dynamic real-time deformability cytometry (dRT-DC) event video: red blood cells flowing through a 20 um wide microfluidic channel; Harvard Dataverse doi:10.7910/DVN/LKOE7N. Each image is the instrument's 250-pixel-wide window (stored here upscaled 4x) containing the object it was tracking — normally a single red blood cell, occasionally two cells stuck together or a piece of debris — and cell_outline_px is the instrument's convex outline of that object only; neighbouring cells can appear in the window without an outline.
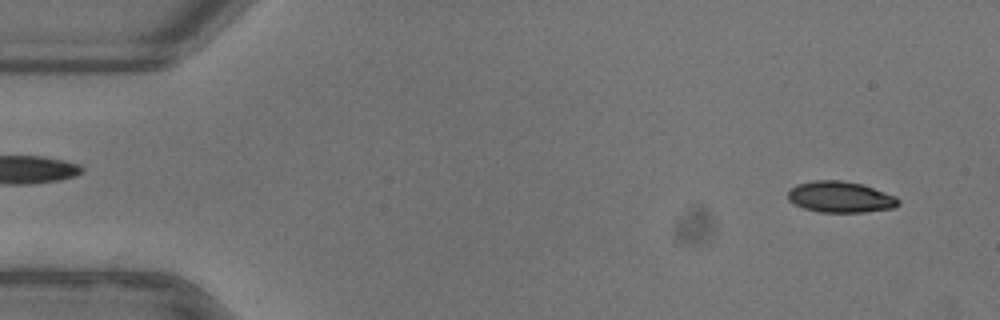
{"species": "common noctule bat (a hibernating species)", "species_latin": "Nyctalus noctula", "temperature_condition": "warm", "stored_images_in_passage": 52, "camera_frame_rate_fps": 3000, "um_per_image_px": 0.085, "animal": {"sex": "female"}, "frame": {"image": 1, "passage_image": 3, "time_ms": 0.667, "image_size_px": [1000, 320], "cell_outline_px": [[900, 204], [892, 208], [864, 212], [820, 212], [804, 208], [788, 200], [788, 192], [796, 184], [812, 180], [840, 180], [860, 184], [896, 196], [900, 200]], "centroid_in_image_um": [71.42, 16.74], "position_along_channel_um": 13.6, "area_um2": 19.88}}
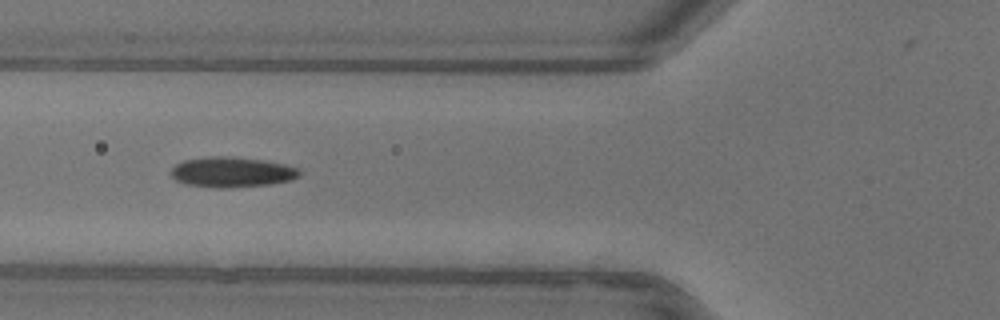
{"frame": {"image": 2, "passage_image": 19, "time_ms": 6.0, "image_size_px": [1000, 320], "cell_outline_px": [[300, 176], [292, 180], [272, 184], [228, 188], [212, 188], [184, 184], [176, 180], [168, 172], [176, 164], [184, 160], [208, 156], [236, 156], [268, 160], [300, 168]], "centroid_in_image_um": [19.72, 14.62], "position_along_channel_um": 106.1, "area_um2": 23.29}}
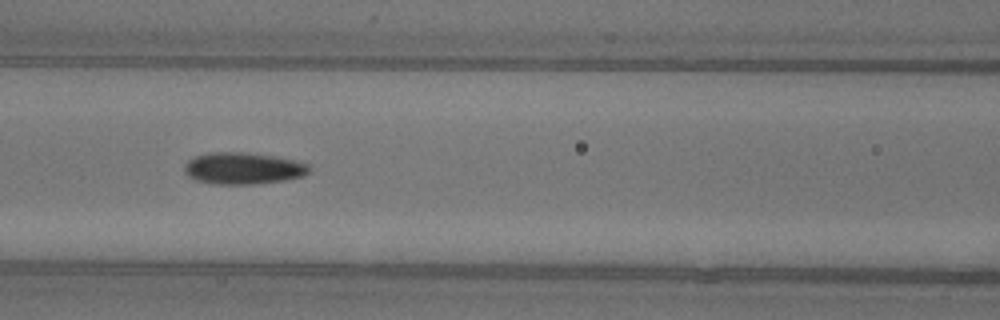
{"frame": {"image": 3, "passage_image": 22, "time_ms": 7.0, "image_size_px": [1000, 320], "cell_outline_px": [[308, 172], [304, 176], [284, 180], [252, 184], [216, 184], [196, 180], [188, 176], [184, 172], [184, 164], [188, 160], [196, 156], [208, 152], [248, 152], [272, 156], [292, 160], [308, 164]], "centroid_in_image_um": [20.61, 14.3], "position_along_channel_um": 146.0, "area_um2": 22.95}, "authors_computed_cell_mechanics": {"area_um2": 21.6172, "velocity_mm_per_s": 3.9425, "shape_relaxation_time_tau1_ms": 9.1073, "shape_relaxation_time_tau2_ms": 3.3887, "deformation_change_tau1": 0.2122, "deformation_change_tau2": 0.0834}}